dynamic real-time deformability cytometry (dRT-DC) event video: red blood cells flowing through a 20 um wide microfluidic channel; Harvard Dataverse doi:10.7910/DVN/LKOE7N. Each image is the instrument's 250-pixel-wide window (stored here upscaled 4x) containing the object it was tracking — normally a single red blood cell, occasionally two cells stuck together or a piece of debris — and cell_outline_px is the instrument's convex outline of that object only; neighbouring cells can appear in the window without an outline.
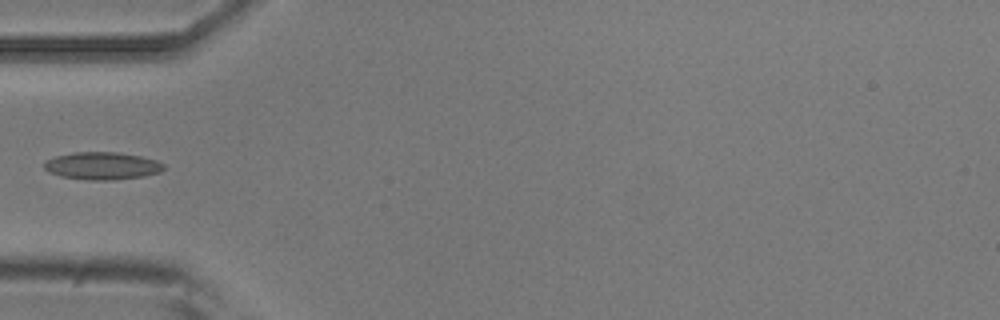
{"species": "common noctule bat (a hibernating species)", "species_latin": "Nyctalus noctula", "temperature_condition": "room temperature", "stored_images_in_passage": 6, "camera_frame_rate_fps": 3000, "um_per_image_px": 0.085, "animal": {"sex": "male", "body_mass_g": 20.5, "forearm_length_mm": 52.5}, "frame": {"image": 1, "passage_image": 5, "time_ms": 4.667, "image_size_px": [1000, 320], "cell_outline_px": [[164, 168], [160, 172], [144, 176], [112, 180], [88, 180], [60, 176], [48, 172], [44, 168], [44, 160], [56, 156], [72, 152], [116, 152], [140, 156], [156, 160], [164, 164]], "centroid_in_image_um": [8.65, 14.09], "position_along_channel_um": 76.3, "area_um2": 19.25}}
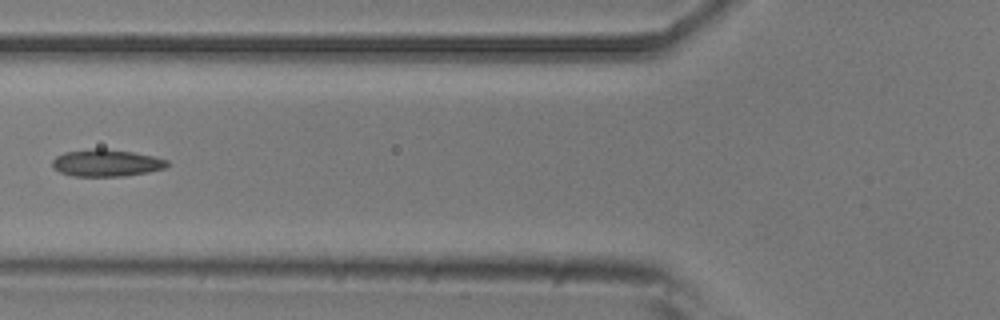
{"frame": {"image": 2, "passage_image": 6, "time_ms": 5.667, "image_size_px": [1000, 320], "cell_outline_px": [[168, 164], [164, 168], [148, 172], [124, 176], [72, 176], [60, 172], [52, 168], [52, 160], [56, 156], [64, 152], [96, 148], [104, 148], [132, 152], [152, 156], [168, 160]], "centroid_in_image_um": [9.0, 13.85], "position_along_channel_um": 116.8, "area_um2": 18.09}}